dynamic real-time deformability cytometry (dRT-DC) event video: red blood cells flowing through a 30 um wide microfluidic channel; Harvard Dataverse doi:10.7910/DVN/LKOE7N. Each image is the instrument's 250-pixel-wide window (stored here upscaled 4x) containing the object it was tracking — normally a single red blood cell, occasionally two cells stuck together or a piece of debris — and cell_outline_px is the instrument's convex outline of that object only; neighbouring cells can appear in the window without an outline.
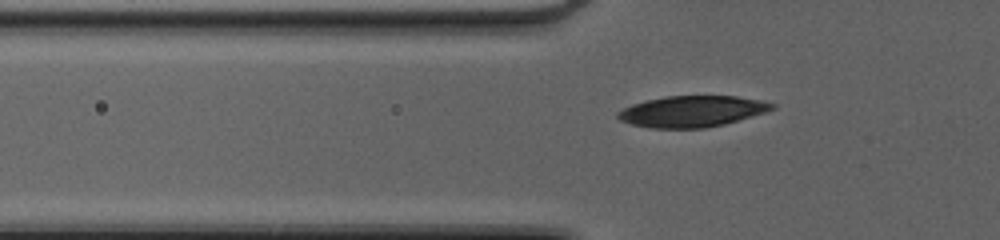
{"species": "common noctule bat (a hibernating species)", "species_latin": "Nyctalus noctula", "temperature_condition": "cold", "stored_images_in_passage": 37, "camera_frame_rate_fps": 3000, "um_per_image_px": 0.085, "animal": {"sex": "female", "body_mass_g": 20.0, "forearm_length_mm": 54.0}, "frame": {"image": 1, "passage_image": 7, "time_ms": 2.0, "image_size_px": [1000, 240], "cell_outline_px": [[776, 108], [764, 112], [724, 124], [704, 128], [652, 128], [632, 124], [620, 120], [616, 116], [616, 112], [632, 104], [648, 100], [668, 96], [736, 96], [760, 100], [776, 104]], "centroid_in_image_um": [58.81, 9.46], "position_along_channel_um": 67.0, "area_um2": 27.74}}
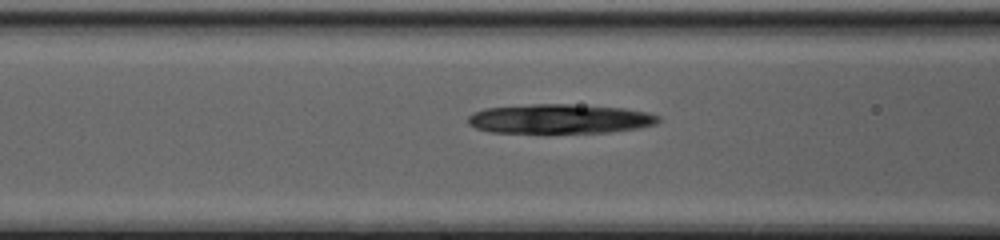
{"frame": {"image": 2, "passage_image": 11, "time_ms": 3.333, "image_size_px": [1000, 240], "cell_outline_px": [[660, 120], [656, 124], [640, 128], [608, 132], [488, 132], [476, 128], [468, 124], [468, 116], [472, 112], [484, 108], [532, 104], [568, 104], [624, 108], [648, 112], [660, 116]], "centroid_in_image_um": [47.57, 10.09], "position_along_channel_um": 119.0, "area_um2": 32.66}}
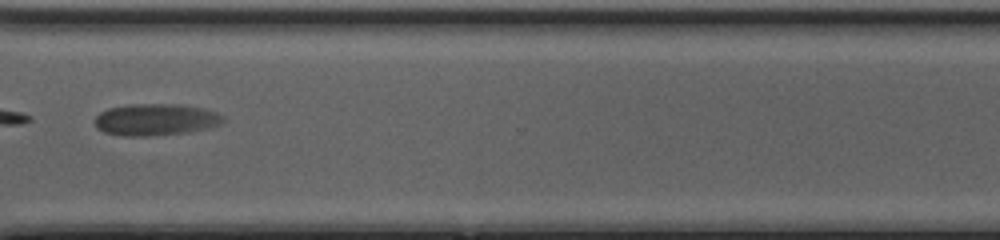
{"frame": {"image": 3, "passage_image": 29, "time_ms": 9.333, "image_size_px": [1000, 240], "cell_outline_px": [[224, 120], [220, 124], [188, 132], [148, 136], [124, 136], [104, 132], [96, 128], [96, 116], [100, 112], [108, 108], [132, 104], [180, 104], [200, 108], [216, 112], [224, 116]], "centroid_in_image_um": [13.2, 10.16], "position_along_channel_um": 357.4, "area_um2": 23.58}}